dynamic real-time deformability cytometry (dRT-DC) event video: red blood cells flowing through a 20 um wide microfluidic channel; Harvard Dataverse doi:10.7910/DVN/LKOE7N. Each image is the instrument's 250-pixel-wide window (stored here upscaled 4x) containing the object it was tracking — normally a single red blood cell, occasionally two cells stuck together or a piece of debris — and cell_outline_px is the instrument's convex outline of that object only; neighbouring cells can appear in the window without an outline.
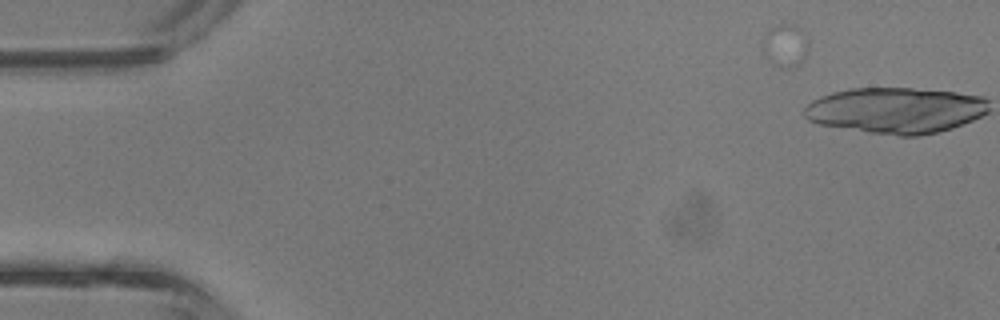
{"species": "common noctule bat (a hibernating species)", "species_latin": "Nyctalus noctula", "temperature_condition": "room temperature", "stored_images_in_passage": 4, "camera_frame_rate_fps": 3000, "um_per_image_px": 0.085, "animal": {"sex": "male", "body_mass_g": 13.3}, "frame": {"image": 1, "passage_image": 1, "time_ms": 0.0, "image_size_px": [1000, 320], "cell_outline_px": [[808, 48], [800, 64], [792, 68], [780, 68], [772, 64], [764, 52], [760, 40], [772, 28], [780, 24], [792, 24], [800, 28], [804, 32], [808, 44]], "centroid_in_image_um": [66.74, 3.88], "position_along_channel_um": 18.3, "area_um2": 11.44}}